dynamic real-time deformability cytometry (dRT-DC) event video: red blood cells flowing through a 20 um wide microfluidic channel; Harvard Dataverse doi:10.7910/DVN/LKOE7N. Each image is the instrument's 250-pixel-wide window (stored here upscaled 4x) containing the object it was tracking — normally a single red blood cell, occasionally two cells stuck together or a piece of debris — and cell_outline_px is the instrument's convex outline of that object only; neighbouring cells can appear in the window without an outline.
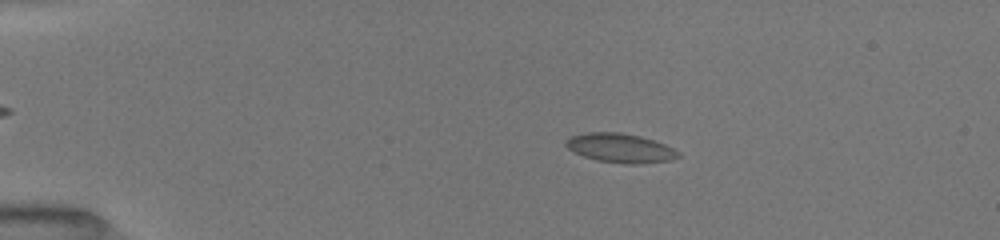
{"species": "common noctule bat (a hibernating species)", "species_latin": "Nyctalus noctula", "temperature_condition": "room temperature", "stored_images_in_passage": 17, "camera_frame_rate_fps": 3000, "um_per_image_px": 0.085, "animal": {"sex": "female", "body_mass_g": 19.5, "forearm_length_mm": 54.1}, "frame": {"image": 1, "passage_image": 6, "time_ms": 2.667, "image_size_px": [1000, 240], "cell_outline_px": [[680, 156], [672, 160], [640, 164], [628, 164], [596, 160], [584, 156], [568, 148], [564, 144], [564, 140], [572, 136], [584, 132], [620, 132], [640, 136], [664, 144], [680, 152]], "centroid_in_image_um": [52.72, 12.58], "position_along_channel_um": 32.3, "area_um2": 19.07}}
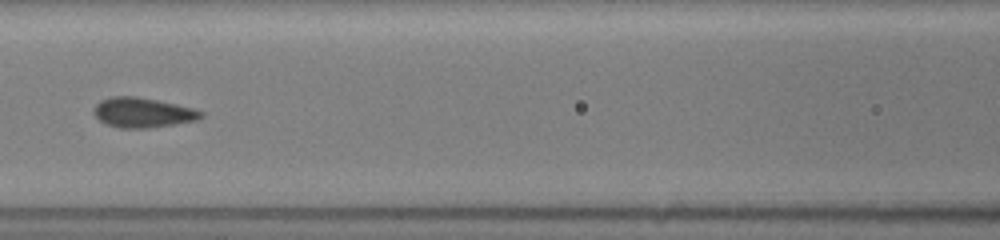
{"frame": {"image": 2, "passage_image": 14, "time_ms": 7.333, "image_size_px": [1000, 240], "cell_outline_px": [[204, 116], [196, 120], [148, 128], [120, 128], [108, 124], [100, 120], [92, 112], [92, 108], [100, 100], [112, 96], [136, 96], [176, 104], [192, 108], [204, 112]], "centroid_in_image_um": [12.1, 9.56], "position_along_channel_um": 154.5, "area_um2": 18.55}}
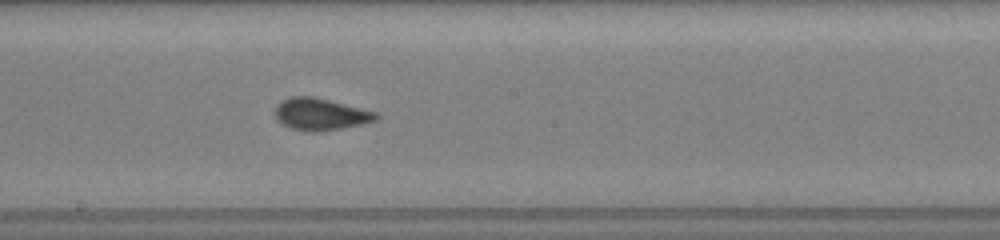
{"frame": {"image": 3, "passage_image": 17, "time_ms": 9.0, "image_size_px": [1000, 240], "cell_outline_px": [[380, 116], [376, 120], [360, 124], [340, 128], [316, 132], [312, 132], [292, 128], [276, 120], [272, 112], [276, 104], [280, 100], [292, 96], [312, 96], [380, 112]], "centroid_in_image_um": [27.21, 9.69], "position_along_channel_um": 221.0, "area_um2": 19.02}}